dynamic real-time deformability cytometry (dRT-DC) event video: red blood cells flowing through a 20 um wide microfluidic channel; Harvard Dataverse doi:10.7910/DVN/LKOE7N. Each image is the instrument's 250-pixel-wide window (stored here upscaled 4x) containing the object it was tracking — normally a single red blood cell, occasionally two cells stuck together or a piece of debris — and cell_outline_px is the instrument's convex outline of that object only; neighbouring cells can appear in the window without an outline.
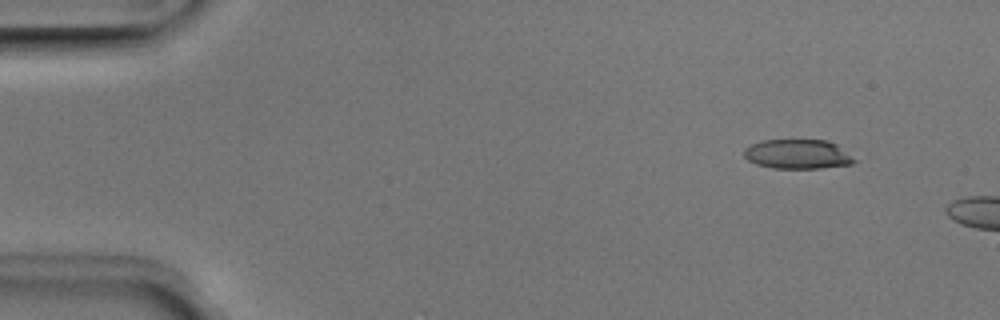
{"species": "Egyptian fruit bat (a non-hibernating species)", "species_latin": "Rousettus aegyptiacus", "temperature_condition": "room temperature", "stored_images_in_passage": 12, "camera_frame_rate_fps": 3000, "um_per_image_px": 0.085, "animal": {"sex": "male"}, "frame": {"image": 1, "passage_image": 4, "time_ms": 1.0, "image_size_px": [1000, 320], "cell_outline_px": [[860, 160], [852, 164], [820, 168], [772, 168], [756, 164], [748, 160], [744, 156], [744, 148], [752, 144], [764, 140], [828, 140], [836, 144]], "centroid_in_image_um": [67.85, 13.1], "position_along_channel_um": 17.2, "area_um2": 19.07}}